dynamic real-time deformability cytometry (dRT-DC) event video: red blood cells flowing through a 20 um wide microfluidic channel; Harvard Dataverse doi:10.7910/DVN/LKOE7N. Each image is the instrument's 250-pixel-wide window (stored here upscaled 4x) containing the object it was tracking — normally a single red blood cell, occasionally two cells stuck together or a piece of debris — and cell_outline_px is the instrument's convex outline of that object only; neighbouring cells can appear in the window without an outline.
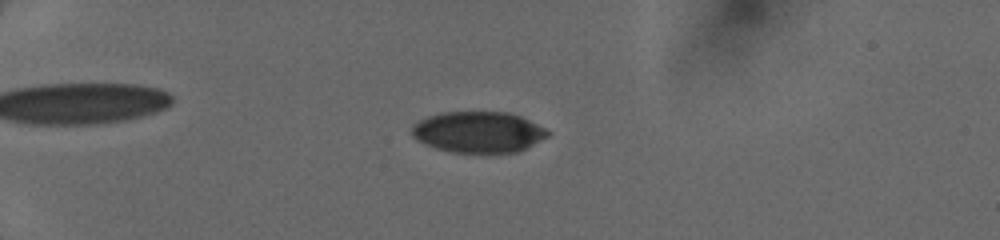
{"species": "human", "species_latin": "Homo sapiens", "temperature_condition": "cold", "stored_images_in_passage": 29, "camera_frame_rate_fps": 3000, "um_per_image_px": 0.085, "donor": {"sex": "female"}, "frame": {"image": 1, "passage_image": 10, "time_ms": 4.333, "image_size_px": [1000, 240], "cell_outline_px": [[552, 132], [548, 136], [520, 152], [488, 156], [452, 152], [436, 148], [424, 144], [416, 140], [412, 136], [412, 124], [428, 116], [440, 112], [508, 112], [520, 116]], "centroid_in_image_um": [40.66, 11.28], "position_along_channel_um": 44.3, "area_um2": 33.52}}
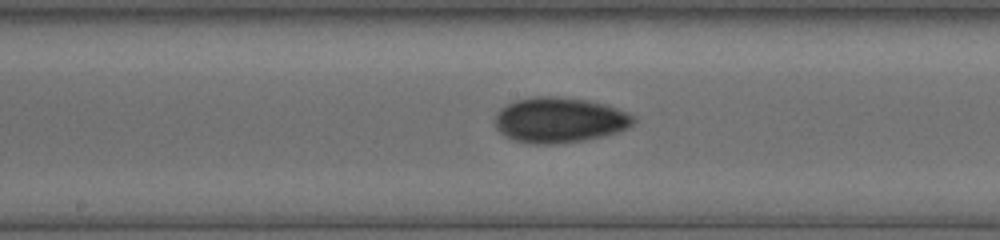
{"frame": {"image": 2, "passage_image": 22, "time_ms": 9.333, "image_size_px": [1000, 240], "cell_outline_px": [[636, 120], [628, 128], [616, 132], [584, 140], [556, 144], [532, 144], [516, 140], [504, 136], [496, 128], [496, 112], [500, 108], [516, 100], [532, 96], [556, 96], [588, 100], [604, 104], [616, 108], [632, 116]], "centroid_in_image_um": [47.52, 10.2], "position_along_channel_um": 200.7, "area_um2": 36.41}}
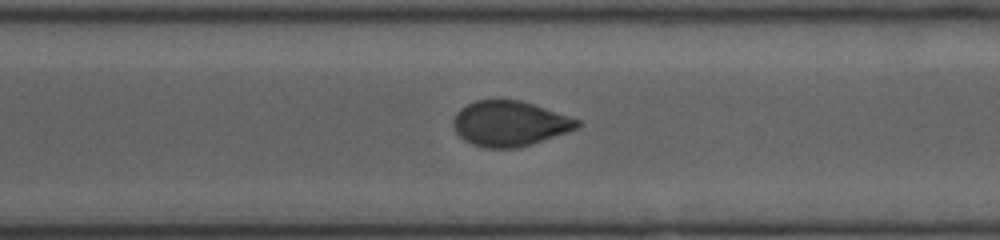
{"frame": {"image": 3, "passage_image": 29, "time_ms": 12.333, "image_size_px": [1000, 240], "cell_outline_px": [[580, 124], [576, 128], [568, 132], [516, 148], [484, 148], [472, 144], [464, 140], [456, 132], [452, 124], [452, 120], [456, 112], [460, 108], [476, 100], [520, 100], [580, 120]], "centroid_in_image_um": [43.27, 10.5], "position_along_channel_um": 327.3, "area_um2": 32.37}}